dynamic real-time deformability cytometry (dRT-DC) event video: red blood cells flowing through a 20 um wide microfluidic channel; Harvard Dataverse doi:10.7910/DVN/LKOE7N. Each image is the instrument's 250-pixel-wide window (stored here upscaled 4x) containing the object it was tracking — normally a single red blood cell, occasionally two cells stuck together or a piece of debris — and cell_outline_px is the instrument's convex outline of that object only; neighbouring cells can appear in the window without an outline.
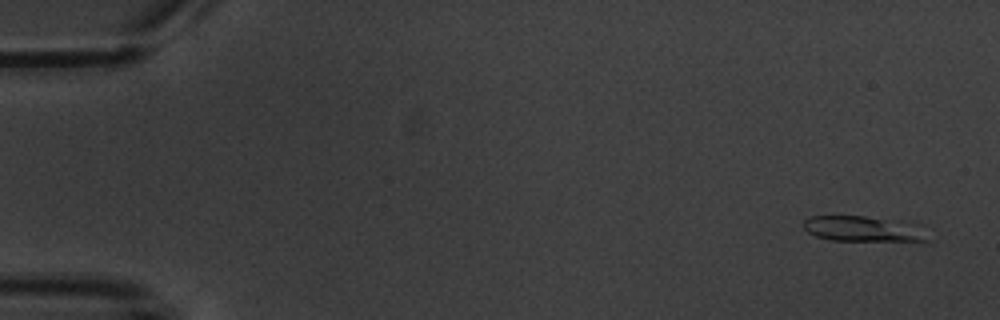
{"species": "common noctule bat (a hibernating species)", "species_latin": "Nyctalus noctula", "temperature_condition": "warm", "stored_images_in_passage": 5, "camera_frame_rate_fps": 3000, "um_per_image_px": 0.085, "animal": {"sex": "male", "body_mass_g": 20.1, "forearm_length_mm": 53.5}, "frame": {"image": 1, "passage_image": 1, "time_ms": 0.0, "image_size_px": [1000, 320], "cell_outline_px": [[928, 240], [832, 240], [816, 236], [808, 232], [804, 228], [804, 220], [812, 216], [864, 216], [920, 224]], "centroid_in_image_um": [73.34, 19.44], "position_along_channel_um": 11.7, "area_um2": 17.98}}
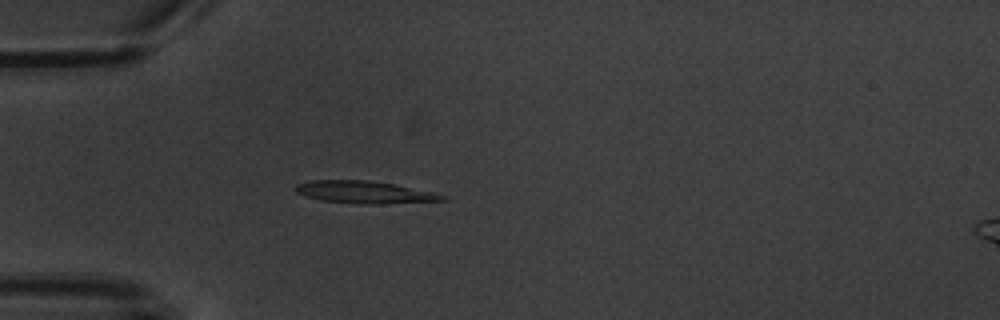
{"frame": {"image": 2, "passage_image": 5, "time_ms": 4.667, "image_size_px": [1000, 320], "cell_outline_px": [[448, 196], [444, 200], [380, 204], [360, 204], [320, 200], [296, 192], [296, 184], [312, 180], [368, 180], [396, 184], [432, 192]], "centroid_in_image_um": [30.99, 16.33], "position_along_channel_um": 54.0, "area_um2": 18.96}}